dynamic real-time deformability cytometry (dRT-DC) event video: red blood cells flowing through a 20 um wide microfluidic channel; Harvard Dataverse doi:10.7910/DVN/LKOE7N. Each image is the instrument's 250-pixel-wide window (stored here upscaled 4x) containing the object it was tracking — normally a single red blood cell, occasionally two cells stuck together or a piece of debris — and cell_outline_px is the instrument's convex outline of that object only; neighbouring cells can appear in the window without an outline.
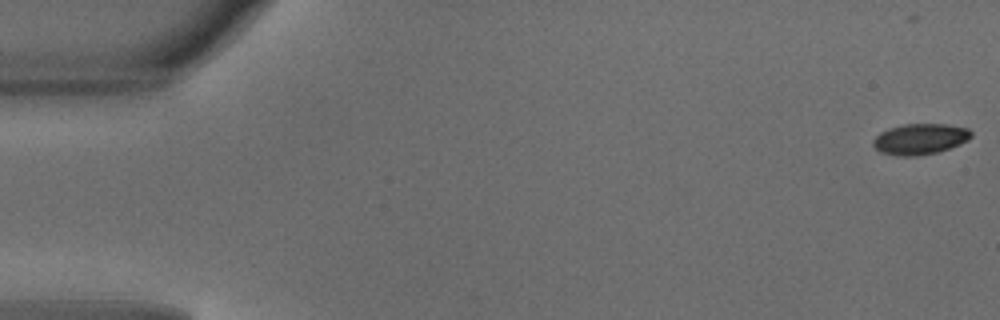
{"species": "common noctule bat (a hibernating species)", "species_latin": "Nyctalus noctula", "temperature_condition": "warm", "stored_images_in_passage": 38, "camera_frame_rate_fps": 3000, "um_per_image_px": 0.085, "animal": {"sex": "male", "body_mass_g": 18.8}, "frame": {"image": 1, "passage_image": 1, "time_ms": 0.0, "image_size_px": [1000, 320], "cell_outline_px": [[972, 136], [968, 140], [960, 144], [936, 152], [916, 156], [896, 156], [880, 152], [872, 144], [872, 140], [880, 132], [888, 128], [904, 124], [944, 124], [968, 128], [972, 132]], "centroid_in_image_um": [78.18, 11.81], "position_along_channel_um": 6.8, "area_um2": 17.63}}
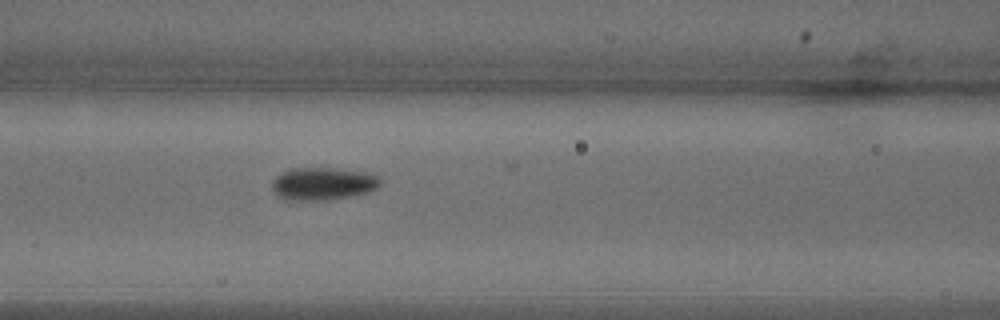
{"frame": {"image": 2, "passage_image": 21, "time_ms": 6.667, "image_size_px": [1000, 320], "cell_outline_px": [[380, 184], [376, 188], [368, 192], [328, 200], [284, 200], [276, 196], [272, 188], [272, 180], [276, 176], [292, 168], [332, 168], [368, 172], [376, 176], [380, 180]], "centroid_in_image_um": [27.4, 15.62], "position_along_channel_um": 139.2, "area_um2": 20.58}}
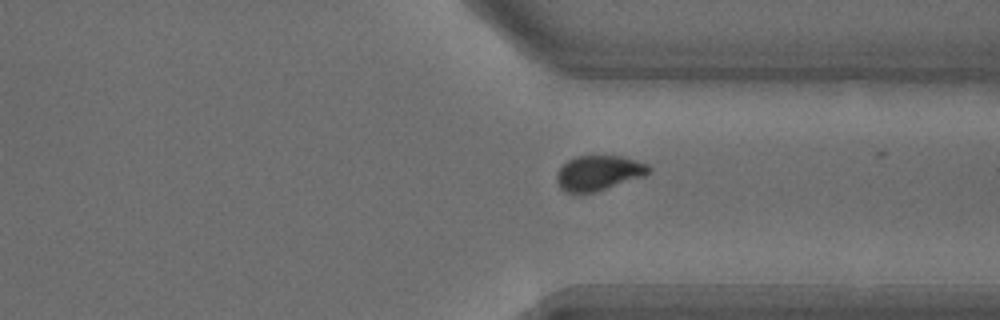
{"frame": {"image": 3, "passage_image": 37, "time_ms": 12.0, "image_size_px": [1000, 320], "cell_outline_px": [[652, 168], [644, 176], [592, 192], [564, 192], [560, 188], [556, 180], [556, 172], [568, 160], [576, 156], [620, 156], [648, 164]], "centroid_in_image_um": [50.85, 14.69], "position_along_channel_um": 360.5, "area_um2": 18.44}}